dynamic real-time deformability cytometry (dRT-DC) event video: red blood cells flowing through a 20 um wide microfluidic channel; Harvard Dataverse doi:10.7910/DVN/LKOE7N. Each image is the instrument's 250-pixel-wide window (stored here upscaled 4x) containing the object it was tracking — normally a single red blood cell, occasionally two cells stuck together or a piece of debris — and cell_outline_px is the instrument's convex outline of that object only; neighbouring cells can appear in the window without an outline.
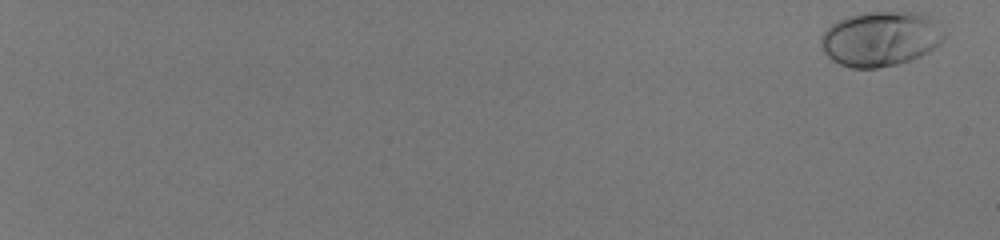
{"species": "human", "species_latin": "Homo sapiens", "temperature_condition": "room temperature", "stored_images_in_passage": 57, "camera_frame_rate_fps": 3000, "um_per_image_px": 0.085, "donor": {"sex": "male"}, "frame": {"image": 1, "passage_image": 1, "time_ms": 0.0, "image_size_px": [1000, 240], "cell_outline_px": [[944, 40], [940, 44], [928, 52], [920, 56], [896, 64], [876, 68], [852, 68], [840, 64], [832, 60], [820, 48], [820, 36], [836, 20], [848, 16], [864, 12], [920, 12], [932, 16], [936, 20], [944, 32]], "centroid_in_image_um": [74.86, 3.28], "position_along_channel_um": 10.1, "area_um2": 39.71}}
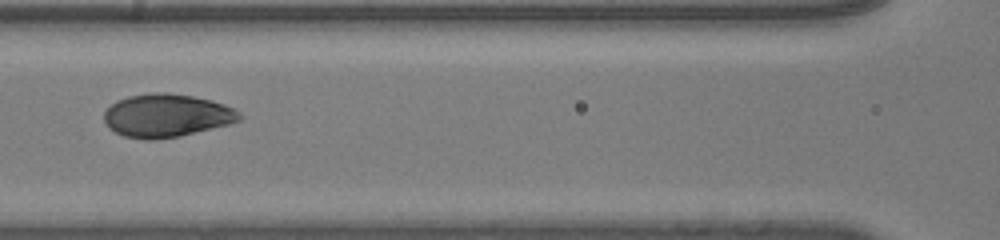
{"frame": {"image": 2, "passage_image": 33, "time_ms": 10.667, "image_size_px": [1000, 240], "cell_outline_px": [[244, 116], [240, 120], [232, 124], [180, 136], [152, 140], [144, 140], [124, 136], [108, 128], [104, 120], [104, 112], [116, 100], [128, 96], [152, 92], [164, 92], [192, 96], [212, 100], [236, 108]], "centroid_in_image_um": [14.2, 9.82], "position_along_channel_um": 152.4, "area_um2": 34.45}}
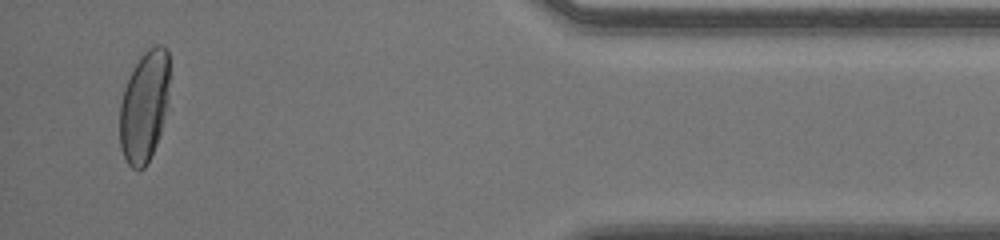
{"frame": {"image": 3, "passage_image": 56, "time_ms": 18.333, "image_size_px": [1000, 240], "cell_outline_px": [[168, 84], [164, 112], [160, 132], [156, 144], [144, 168], [132, 168], [128, 164], [120, 148], [120, 104], [124, 88], [140, 56], [148, 48], [156, 44], [160, 44], [168, 48]], "centroid_in_image_um": [12.24, 9.01], "position_along_channel_um": 423.0, "area_um2": 31.56}, "authors_computed_cell_mechanics": {"area_um2": 34.391, "velocity_mm_per_s": 4.0217, "shape_relaxation_time_tau1_ms": 2.9871, "shape_relaxation_time_tau2_ms": null, "deformation_change_tau1": 0.1856, "deformation_change_tau2": null}}